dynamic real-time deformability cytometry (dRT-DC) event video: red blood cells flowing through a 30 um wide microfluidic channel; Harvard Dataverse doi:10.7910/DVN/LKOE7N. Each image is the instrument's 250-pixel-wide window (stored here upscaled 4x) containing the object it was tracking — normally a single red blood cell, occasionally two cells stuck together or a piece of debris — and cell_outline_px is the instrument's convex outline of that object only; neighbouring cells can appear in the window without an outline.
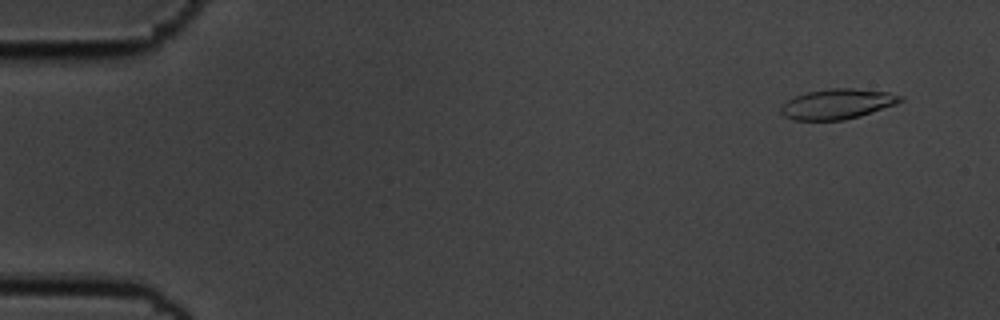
{"species": "common noctule bat (a hibernating species)", "species_latin": "Nyctalus noctula", "temperature_condition": "cold", "stored_images_in_passage": 10, "camera_frame_rate_fps": 3000, "um_per_image_px": 0.085, "animal": {"sex": "male", "body_mass_g": 19.5, "forearm_length_mm": 54.6}, "frame": {"image": 1, "passage_image": 1, "time_ms": 0.0, "image_size_px": [1000, 320], "cell_outline_px": [[904, 100], [896, 104], [860, 116], [844, 120], [792, 120], [784, 116], [780, 112], [780, 108], [788, 100], [796, 96], [808, 92], [828, 88], [852, 88], [888, 92], [904, 96]], "centroid_in_image_um": [71.19, 8.84], "position_along_channel_um": 13.8, "area_um2": 20.98}}